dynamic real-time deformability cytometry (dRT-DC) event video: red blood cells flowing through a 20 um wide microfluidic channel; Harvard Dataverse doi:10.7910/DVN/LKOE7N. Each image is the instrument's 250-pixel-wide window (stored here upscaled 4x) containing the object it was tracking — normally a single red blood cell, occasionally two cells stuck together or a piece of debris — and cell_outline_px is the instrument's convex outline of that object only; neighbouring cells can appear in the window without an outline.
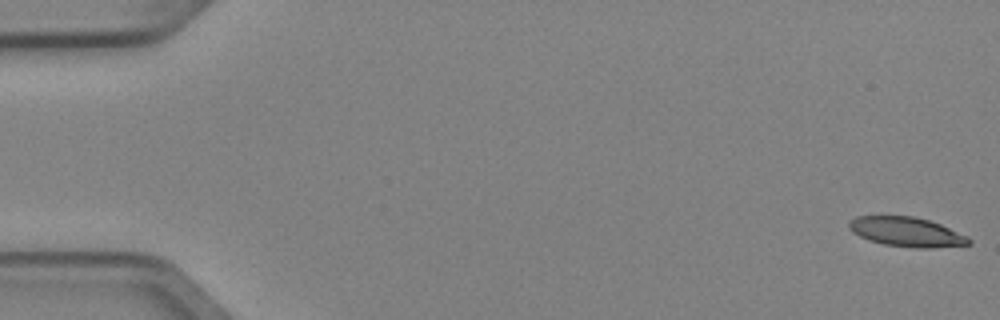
{"species": "Egyptian fruit bat (a non-hibernating species)", "species_latin": "Rousettus aegyptiacus", "temperature_condition": "cold", "stored_images_in_passage": 3, "camera_frame_rate_fps": 3000, "um_per_image_px": 0.085, "animal": {"sex": "female"}, "frame": {"image": 1, "passage_image": 1, "time_ms": 0.0, "image_size_px": [1000, 320], "cell_outline_px": [[972, 244], [932, 248], [916, 248], [884, 244], [868, 240], [852, 232], [848, 228], [848, 224], [856, 216], [912, 216], [928, 220], [940, 224], [968, 236], [972, 240]], "centroid_in_image_um": [77.08, 19.72], "position_along_channel_um": 7.9, "area_um2": 20.58}}